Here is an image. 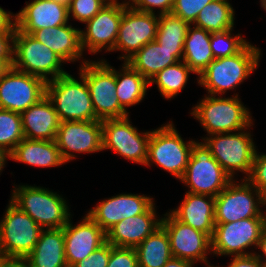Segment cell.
I'll list each match as a JSON object with an SVG mask.
<instances>
[{"mask_svg":"<svg viewBox=\"0 0 266 267\" xmlns=\"http://www.w3.org/2000/svg\"><path fill=\"white\" fill-rule=\"evenodd\" d=\"M260 56L261 49L248 43L233 56L214 59L197 78L198 84L213 96L234 90L257 70Z\"/></svg>","mask_w":266,"mask_h":267,"instance_id":"cell-1","label":"cell"},{"mask_svg":"<svg viewBox=\"0 0 266 267\" xmlns=\"http://www.w3.org/2000/svg\"><path fill=\"white\" fill-rule=\"evenodd\" d=\"M192 110L190 114L199 120L207 136L236 132L254 125L251 113L238 94L230 98L207 94Z\"/></svg>","mask_w":266,"mask_h":267,"instance_id":"cell-2","label":"cell"},{"mask_svg":"<svg viewBox=\"0 0 266 267\" xmlns=\"http://www.w3.org/2000/svg\"><path fill=\"white\" fill-rule=\"evenodd\" d=\"M10 199L42 229L63 228L71 218L67 201L47 188L31 185L15 186Z\"/></svg>","mask_w":266,"mask_h":267,"instance_id":"cell-3","label":"cell"},{"mask_svg":"<svg viewBox=\"0 0 266 267\" xmlns=\"http://www.w3.org/2000/svg\"><path fill=\"white\" fill-rule=\"evenodd\" d=\"M79 78L80 81L67 73L46 82V96L60 122L96 120L86 80L81 75Z\"/></svg>","mask_w":266,"mask_h":267,"instance_id":"cell-4","label":"cell"},{"mask_svg":"<svg viewBox=\"0 0 266 267\" xmlns=\"http://www.w3.org/2000/svg\"><path fill=\"white\" fill-rule=\"evenodd\" d=\"M80 73L88 85L96 120L120 119L129 116L116 95L115 68L105 59L100 61L84 60Z\"/></svg>","mask_w":266,"mask_h":267,"instance_id":"cell-5","label":"cell"},{"mask_svg":"<svg viewBox=\"0 0 266 267\" xmlns=\"http://www.w3.org/2000/svg\"><path fill=\"white\" fill-rule=\"evenodd\" d=\"M43 229L9 201L0 221V258L24 259L35 247Z\"/></svg>","mask_w":266,"mask_h":267,"instance_id":"cell-6","label":"cell"},{"mask_svg":"<svg viewBox=\"0 0 266 267\" xmlns=\"http://www.w3.org/2000/svg\"><path fill=\"white\" fill-rule=\"evenodd\" d=\"M248 128L238 132L212 134L202 138L205 146L221 167L235 179L236 171L243 172L246 179L251 172L256 146ZM247 131V132H246Z\"/></svg>","mask_w":266,"mask_h":267,"instance_id":"cell-7","label":"cell"},{"mask_svg":"<svg viewBox=\"0 0 266 267\" xmlns=\"http://www.w3.org/2000/svg\"><path fill=\"white\" fill-rule=\"evenodd\" d=\"M64 61L31 34L16 28L12 67L39 77L45 82L67 74L61 66ZM51 75V76H50Z\"/></svg>","mask_w":266,"mask_h":267,"instance_id":"cell-8","label":"cell"},{"mask_svg":"<svg viewBox=\"0 0 266 267\" xmlns=\"http://www.w3.org/2000/svg\"><path fill=\"white\" fill-rule=\"evenodd\" d=\"M232 177L212 156L202 142H195L183 177L188 192L216 197L231 181Z\"/></svg>","mask_w":266,"mask_h":267,"instance_id":"cell-9","label":"cell"},{"mask_svg":"<svg viewBox=\"0 0 266 267\" xmlns=\"http://www.w3.org/2000/svg\"><path fill=\"white\" fill-rule=\"evenodd\" d=\"M241 181L239 184L233 179L215 197V223H230L251 217H266V213L261 207L266 208V197L247 179Z\"/></svg>","mask_w":266,"mask_h":267,"instance_id":"cell-10","label":"cell"},{"mask_svg":"<svg viewBox=\"0 0 266 267\" xmlns=\"http://www.w3.org/2000/svg\"><path fill=\"white\" fill-rule=\"evenodd\" d=\"M195 142V140L184 142L174 124L169 121L164 126L151 131L145 166L155 163L180 180L185 173L191 148Z\"/></svg>","mask_w":266,"mask_h":267,"instance_id":"cell-11","label":"cell"},{"mask_svg":"<svg viewBox=\"0 0 266 267\" xmlns=\"http://www.w3.org/2000/svg\"><path fill=\"white\" fill-rule=\"evenodd\" d=\"M266 226V217H251L230 223H215L211 250L217 256H246L254 254L245 249L258 245Z\"/></svg>","mask_w":266,"mask_h":267,"instance_id":"cell-12","label":"cell"},{"mask_svg":"<svg viewBox=\"0 0 266 267\" xmlns=\"http://www.w3.org/2000/svg\"><path fill=\"white\" fill-rule=\"evenodd\" d=\"M151 131L138 132L129 116L102 121V150L111 149L131 162L145 165Z\"/></svg>","mask_w":266,"mask_h":267,"instance_id":"cell-13","label":"cell"},{"mask_svg":"<svg viewBox=\"0 0 266 267\" xmlns=\"http://www.w3.org/2000/svg\"><path fill=\"white\" fill-rule=\"evenodd\" d=\"M122 2V19L115 48L123 51L118 59L126 62L147 43L155 41L159 23L158 14L140 12L133 9L128 2Z\"/></svg>","mask_w":266,"mask_h":267,"instance_id":"cell-14","label":"cell"},{"mask_svg":"<svg viewBox=\"0 0 266 267\" xmlns=\"http://www.w3.org/2000/svg\"><path fill=\"white\" fill-rule=\"evenodd\" d=\"M161 226L166 230L172 257L191 262L208 264L207 254L211 250V237L177 220L170 212L162 217Z\"/></svg>","mask_w":266,"mask_h":267,"instance_id":"cell-15","label":"cell"},{"mask_svg":"<svg viewBox=\"0 0 266 267\" xmlns=\"http://www.w3.org/2000/svg\"><path fill=\"white\" fill-rule=\"evenodd\" d=\"M46 96V82L11 68L0 79V108L21 113Z\"/></svg>","mask_w":266,"mask_h":267,"instance_id":"cell-16","label":"cell"},{"mask_svg":"<svg viewBox=\"0 0 266 267\" xmlns=\"http://www.w3.org/2000/svg\"><path fill=\"white\" fill-rule=\"evenodd\" d=\"M65 162L76 158L73 152L95 153L102 150V121L60 122L55 137Z\"/></svg>","mask_w":266,"mask_h":267,"instance_id":"cell-17","label":"cell"},{"mask_svg":"<svg viewBox=\"0 0 266 267\" xmlns=\"http://www.w3.org/2000/svg\"><path fill=\"white\" fill-rule=\"evenodd\" d=\"M122 19V3L111 0L92 19L87 21L86 29L80 30L83 52L97 54L103 49L111 52L115 48L119 26Z\"/></svg>","mask_w":266,"mask_h":267,"instance_id":"cell-18","label":"cell"},{"mask_svg":"<svg viewBox=\"0 0 266 267\" xmlns=\"http://www.w3.org/2000/svg\"><path fill=\"white\" fill-rule=\"evenodd\" d=\"M153 204V198L144 194L123 193L102 200L87 215L106 233L123 219L145 213Z\"/></svg>","mask_w":266,"mask_h":267,"instance_id":"cell-19","label":"cell"},{"mask_svg":"<svg viewBox=\"0 0 266 267\" xmlns=\"http://www.w3.org/2000/svg\"><path fill=\"white\" fill-rule=\"evenodd\" d=\"M64 226L65 257L68 267L87 258L106 242V233L87 214L82 222Z\"/></svg>","mask_w":266,"mask_h":267,"instance_id":"cell-20","label":"cell"},{"mask_svg":"<svg viewBox=\"0 0 266 267\" xmlns=\"http://www.w3.org/2000/svg\"><path fill=\"white\" fill-rule=\"evenodd\" d=\"M16 17V28L32 34L43 28L62 26L69 23L68 6L53 0L26 2Z\"/></svg>","mask_w":266,"mask_h":267,"instance_id":"cell-21","label":"cell"},{"mask_svg":"<svg viewBox=\"0 0 266 267\" xmlns=\"http://www.w3.org/2000/svg\"><path fill=\"white\" fill-rule=\"evenodd\" d=\"M155 203L142 214L131 216L116 223L106 232V241L114 247L135 248L161 226Z\"/></svg>","mask_w":266,"mask_h":267,"instance_id":"cell-22","label":"cell"},{"mask_svg":"<svg viewBox=\"0 0 266 267\" xmlns=\"http://www.w3.org/2000/svg\"><path fill=\"white\" fill-rule=\"evenodd\" d=\"M215 197L186 192L181 204L170 213L182 223L212 237L215 228Z\"/></svg>","mask_w":266,"mask_h":267,"instance_id":"cell-23","label":"cell"},{"mask_svg":"<svg viewBox=\"0 0 266 267\" xmlns=\"http://www.w3.org/2000/svg\"><path fill=\"white\" fill-rule=\"evenodd\" d=\"M23 134L29 140H55L60 120L52 102L45 96L20 113Z\"/></svg>","mask_w":266,"mask_h":267,"instance_id":"cell-24","label":"cell"},{"mask_svg":"<svg viewBox=\"0 0 266 267\" xmlns=\"http://www.w3.org/2000/svg\"><path fill=\"white\" fill-rule=\"evenodd\" d=\"M36 40L51 49L65 63L75 62L82 58L80 29L72 25L43 28L31 34Z\"/></svg>","mask_w":266,"mask_h":267,"instance_id":"cell-25","label":"cell"},{"mask_svg":"<svg viewBox=\"0 0 266 267\" xmlns=\"http://www.w3.org/2000/svg\"><path fill=\"white\" fill-rule=\"evenodd\" d=\"M24 260L28 267H68L65 257L64 227L43 229L32 252Z\"/></svg>","mask_w":266,"mask_h":267,"instance_id":"cell-26","label":"cell"},{"mask_svg":"<svg viewBox=\"0 0 266 267\" xmlns=\"http://www.w3.org/2000/svg\"><path fill=\"white\" fill-rule=\"evenodd\" d=\"M10 160L38 167H57L65 164L55 140H29L24 138L10 153Z\"/></svg>","mask_w":266,"mask_h":267,"instance_id":"cell-27","label":"cell"},{"mask_svg":"<svg viewBox=\"0 0 266 267\" xmlns=\"http://www.w3.org/2000/svg\"><path fill=\"white\" fill-rule=\"evenodd\" d=\"M191 24L188 27L183 47L182 60L198 76L214 60L211 50V33Z\"/></svg>","mask_w":266,"mask_h":267,"instance_id":"cell-28","label":"cell"},{"mask_svg":"<svg viewBox=\"0 0 266 267\" xmlns=\"http://www.w3.org/2000/svg\"><path fill=\"white\" fill-rule=\"evenodd\" d=\"M126 62L150 81L159 71L176 64L178 60L174 57V50H167L156 41H152L143 46Z\"/></svg>","mask_w":266,"mask_h":267,"instance_id":"cell-29","label":"cell"},{"mask_svg":"<svg viewBox=\"0 0 266 267\" xmlns=\"http://www.w3.org/2000/svg\"><path fill=\"white\" fill-rule=\"evenodd\" d=\"M115 78L116 95L125 110L126 106H133L144 99L149 81L127 62L123 63L120 71L115 69Z\"/></svg>","mask_w":266,"mask_h":267,"instance_id":"cell-30","label":"cell"},{"mask_svg":"<svg viewBox=\"0 0 266 267\" xmlns=\"http://www.w3.org/2000/svg\"><path fill=\"white\" fill-rule=\"evenodd\" d=\"M138 267H163L172 258L166 230L160 226L137 247Z\"/></svg>","mask_w":266,"mask_h":267,"instance_id":"cell-31","label":"cell"},{"mask_svg":"<svg viewBox=\"0 0 266 267\" xmlns=\"http://www.w3.org/2000/svg\"><path fill=\"white\" fill-rule=\"evenodd\" d=\"M189 23L172 13L160 15L156 42L167 50H174V57L181 61Z\"/></svg>","mask_w":266,"mask_h":267,"instance_id":"cell-32","label":"cell"},{"mask_svg":"<svg viewBox=\"0 0 266 267\" xmlns=\"http://www.w3.org/2000/svg\"><path fill=\"white\" fill-rule=\"evenodd\" d=\"M235 11L227 0H212L199 12L193 23L210 33L233 29Z\"/></svg>","mask_w":266,"mask_h":267,"instance_id":"cell-33","label":"cell"},{"mask_svg":"<svg viewBox=\"0 0 266 267\" xmlns=\"http://www.w3.org/2000/svg\"><path fill=\"white\" fill-rule=\"evenodd\" d=\"M193 72L182 60L176 64L159 71L156 76L149 81L155 83L161 95L170 99L174 98L186 86L190 73Z\"/></svg>","mask_w":266,"mask_h":267,"instance_id":"cell-34","label":"cell"},{"mask_svg":"<svg viewBox=\"0 0 266 267\" xmlns=\"http://www.w3.org/2000/svg\"><path fill=\"white\" fill-rule=\"evenodd\" d=\"M24 138L20 113L0 108V147L11 153Z\"/></svg>","mask_w":266,"mask_h":267,"instance_id":"cell-35","label":"cell"},{"mask_svg":"<svg viewBox=\"0 0 266 267\" xmlns=\"http://www.w3.org/2000/svg\"><path fill=\"white\" fill-rule=\"evenodd\" d=\"M233 29L211 33V50L214 59L225 58L239 53L249 42L241 34L232 36Z\"/></svg>","mask_w":266,"mask_h":267,"instance_id":"cell-36","label":"cell"},{"mask_svg":"<svg viewBox=\"0 0 266 267\" xmlns=\"http://www.w3.org/2000/svg\"><path fill=\"white\" fill-rule=\"evenodd\" d=\"M111 0H71L68 17L86 23L92 19Z\"/></svg>","mask_w":266,"mask_h":267,"instance_id":"cell-37","label":"cell"},{"mask_svg":"<svg viewBox=\"0 0 266 267\" xmlns=\"http://www.w3.org/2000/svg\"><path fill=\"white\" fill-rule=\"evenodd\" d=\"M212 0H173L171 13L189 24H193L199 12Z\"/></svg>","mask_w":266,"mask_h":267,"instance_id":"cell-38","label":"cell"},{"mask_svg":"<svg viewBox=\"0 0 266 267\" xmlns=\"http://www.w3.org/2000/svg\"><path fill=\"white\" fill-rule=\"evenodd\" d=\"M266 197V154L256 151L250 175L246 178Z\"/></svg>","mask_w":266,"mask_h":267,"instance_id":"cell-39","label":"cell"},{"mask_svg":"<svg viewBox=\"0 0 266 267\" xmlns=\"http://www.w3.org/2000/svg\"><path fill=\"white\" fill-rule=\"evenodd\" d=\"M107 267H138L135 249L114 247L110 244V257Z\"/></svg>","mask_w":266,"mask_h":267,"instance_id":"cell-40","label":"cell"},{"mask_svg":"<svg viewBox=\"0 0 266 267\" xmlns=\"http://www.w3.org/2000/svg\"><path fill=\"white\" fill-rule=\"evenodd\" d=\"M127 2L140 12L155 14L154 8H159V15L171 13L173 7V0H129Z\"/></svg>","mask_w":266,"mask_h":267,"instance_id":"cell-41","label":"cell"},{"mask_svg":"<svg viewBox=\"0 0 266 267\" xmlns=\"http://www.w3.org/2000/svg\"><path fill=\"white\" fill-rule=\"evenodd\" d=\"M110 257V243L107 241L87 258L72 267H107Z\"/></svg>","mask_w":266,"mask_h":267,"instance_id":"cell-42","label":"cell"},{"mask_svg":"<svg viewBox=\"0 0 266 267\" xmlns=\"http://www.w3.org/2000/svg\"><path fill=\"white\" fill-rule=\"evenodd\" d=\"M15 32H0V59H13Z\"/></svg>","mask_w":266,"mask_h":267,"instance_id":"cell-43","label":"cell"},{"mask_svg":"<svg viewBox=\"0 0 266 267\" xmlns=\"http://www.w3.org/2000/svg\"><path fill=\"white\" fill-rule=\"evenodd\" d=\"M228 267H262V262L254 255L233 256Z\"/></svg>","mask_w":266,"mask_h":267,"instance_id":"cell-44","label":"cell"},{"mask_svg":"<svg viewBox=\"0 0 266 267\" xmlns=\"http://www.w3.org/2000/svg\"><path fill=\"white\" fill-rule=\"evenodd\" d=\"M0 32H16V17L0 7Z\"/></svg>","mask_w":266,"mask_h":267,"instance_id":"cell-45","label":"cell"},{"mask_svg":"<svg viewBox=\"0 0 266 267\" xmlns=\"http://www.w3.org/2000/svg\"><path fill=\"white\" fill-rule=\"evenodd\" d=\"M257 248L260 249V251L263 253L258 254V253H254V255L262 262V263H266V259H263L262 257L265 256L266 258V226L264 227L261 236H260V240L258 241V245ZM264 260V261H263Z\"/></svg>","mask_w":266,"mask_h":267,"instance_id":"cell-46","label":"cell"},{"mask_svg":"<svg viewBox=\"0 0 266 267\" xmlns=\"http://www.w3.org/2000/svg\"><path fill=\"white\" fill-rule=\"evenodd\" d=\"M0 267H28L24 259L0 258Z\"/></svg>","mask_w":266,"mask_h":267,"instance_id":"cell-47","label":"cell"},{"mask_svg":"<svg viewBox=\"0 0 266 267\" xmlns=\"http://www.w3.org/2000/svg\"><path fill=\"white\" fill-rule=\"evenodd\" d=\"M163 267H194L189 261L172 257Z\"/></svg>","mask_w":266,"mask_h":267,"instance_id":"cell-48","label":"cell"},{"mask_svg":"<svg viewBox=\"0 0 266 267\" xmlns=\"http://www.w3.org/2000/svg\"><path fill=\"white\" fill-rule=\"evenodd\" d=\"M13 59H0V79L12 68Z\"/></svg>","mask_w":266,"mask_h":267,"instance_id":"cell-49","label":"cell"},{"mask_svg":"<svg viewBox=\"0 0 266 267\" xmlns=\"http://www.w3.org/2000/svg\"><path fill=\"white\" fill-rule=\"evenodd\" d=\"M8 158H10V153H8L4 148L0 147V173L4 169Z\"/></svg>","mask_w":266,"mask_h":267,"instance_id":"cell-50","label":"cell"},{"mask_svg":"<svg viewBox=\"0 0 266 267\" xmlns=\"http://www.w3.org/2000/svg\"><path fill=\"white\" fill-rule=\"evenodd\" d=\"M53 1H56V2H59V3H62L66 6H69L71 0H53Z\"/></svg>","mask_w":266,"mask_h":267,"instance_id":"cell-51","label":"cell"},{"mask_svg":"<svg viewBox=\"0 0 266 267\" xmlns=\"http://www.w3.org/2000/svg\"><path fill=\"white\" fill-rule=\"evenodd\" d=\"M260 2H261L262 8L265 9L266 11V0H260Z\"/></svg>","mask_w":266,"mask_h":267,"instance_id":"cell-52","label":"cell"},{"mask_svg":"<svg viewBox=\"0 0 266 267\" xmlns=\"http://www.w3.org/2000/svg\"><path fill=\"white\" fill-rule=\"evenodd\" d=\"M207 265H208L207 267H219V266L210 265L209 263Z\"/></svg>","mask_w":266,"mask_h":267,"instance_id":"cell-53","label":"cell"},{"mask_svg":"<svg viewBox=\"0 0 266 267\" xmlns=\"http://www.w3.org/2000/svg\"><path fill=\"white\" fill-rule=\"evenodd\" d=\"M262 267H266V263H262Z\"/></svg>","mask_w":266,"mask_h":267,"instance_id":"cell-54","label":"cell"}]
</instances>
